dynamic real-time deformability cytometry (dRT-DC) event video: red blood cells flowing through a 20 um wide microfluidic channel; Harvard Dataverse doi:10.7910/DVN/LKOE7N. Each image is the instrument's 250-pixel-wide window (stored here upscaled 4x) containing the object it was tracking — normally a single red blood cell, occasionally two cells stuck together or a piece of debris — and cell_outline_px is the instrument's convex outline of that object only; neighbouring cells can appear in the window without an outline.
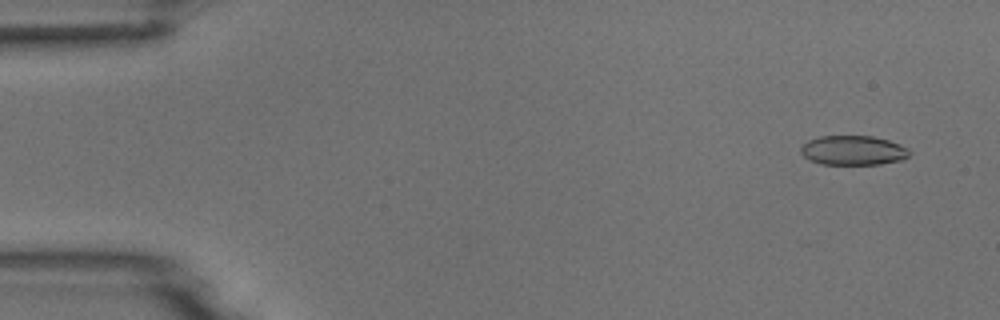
{"species": "common noctule bat (a hibernating species)", "species_latin": "Nyctalus noctula", "temperature_condition": "room temperature", "stored_images_in_passage": 7, "camera_frame_rate_fps": 3000, "um_per_image_px": 0.085, "animal": {"sex": "male", "body_mass_g": 18.8}, "frame": {"image": 1, "passage_image": 1, "time_ms": 0.0, "image_size_px": [1000, 320], "cell_outline_px": [[912, 152], [904, 160], [880, 164], [820, 164], [808, 160], [800, 152], [800, 148], [808, 140], [820, 136], [872, 136], [888, 140], [900, 144], [908, 148]], "centroid_in_image_um": [72.53, 12.78], "position_along_channel_um": 12.5, "area_um2": 18.84}}
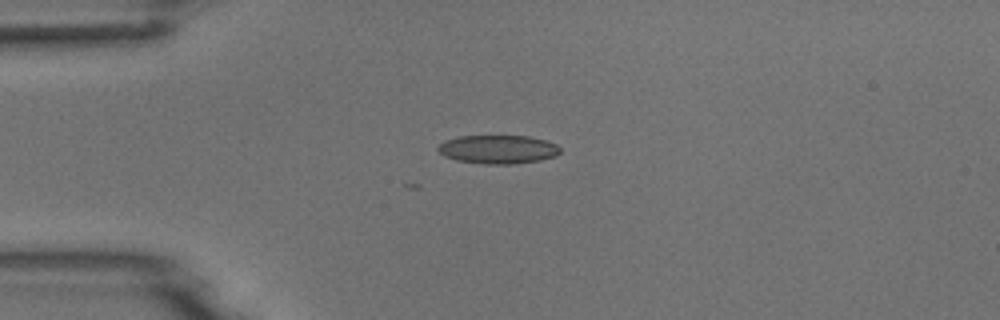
{"frame": {"image": 2, "passage_image": 4, "time_ms": 3.333, "image_size_px": [1000, 320], "cell_outline_px": [[560, 152], [556, 156], [540, 160], [512, 164], [484, 164], [456, 160], [444, 156], [436, 148], [444, 140], [460, 136], [528, 136], [544, 140], [556, 144], [560, 148]], "centroid_in_image_um": [42.32, 12.7], "position_along_channel_um": 42.7, "area_um2": 20.35}}